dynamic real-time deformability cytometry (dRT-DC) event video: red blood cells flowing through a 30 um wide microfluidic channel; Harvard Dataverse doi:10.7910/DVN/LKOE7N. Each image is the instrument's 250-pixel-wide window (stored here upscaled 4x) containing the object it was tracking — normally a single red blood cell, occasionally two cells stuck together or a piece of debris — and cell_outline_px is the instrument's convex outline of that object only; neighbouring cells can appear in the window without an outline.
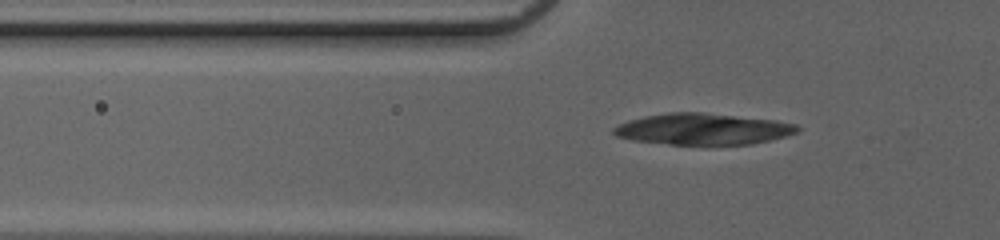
{"species": "common noctule bat (a hibernating species)", "species_latin": "Nyctalus noctula", "temperature_condition": "cold", "stored_images_in_passage": 45, "camera_frame_rate_fps": 3000, "um_per_image_px": 0.085, "animal": {"sex": "female", "body_mass_g": 20.0, "forearm_length_mm": 54.0}, "frame": {"image": 1, "passage_image": 12, "time_ms": 3.667, "image_size_px": [1000, 240], "cell_outline_px": [[800, 128], [796, 132], [784, 136], [752, 144], [668, 144], [632, 140], [616, 136], [612, 132], [612, 128], [628, 120], [644, 116], [668, 112], [700, 112], [776, 120], [796, 124]], "centroid_in_image_um": [59.7, 10.96], "position_along_channel_um": 66.1, "area_um2": 33.29}}
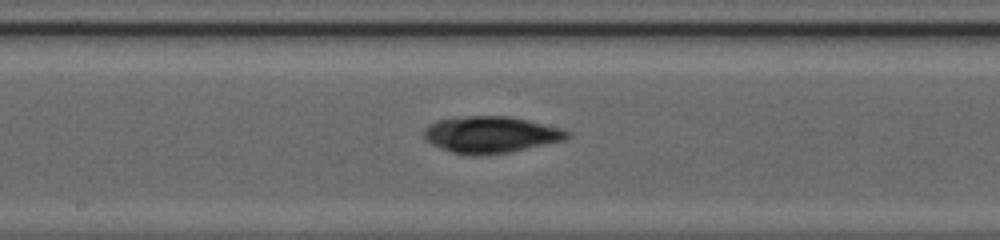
{"frame": {"image": 2, "passage_image": 23, "time_ms": 7.333, "image_size_px": [1000, 240], "cell_outline_px": [[568, 136], [564, 140], [508, 152], [452, 152], [440, 148], [432, 144], [424, 136], [424, 128], [428, 124], [436, 120], [468, 116], [508, 116], [560, 128], [568, 132]], "centroid_in_image_um": [41.68, 11.4], "position_along_channel_um": 206.5, "area_um2": 29.25}}
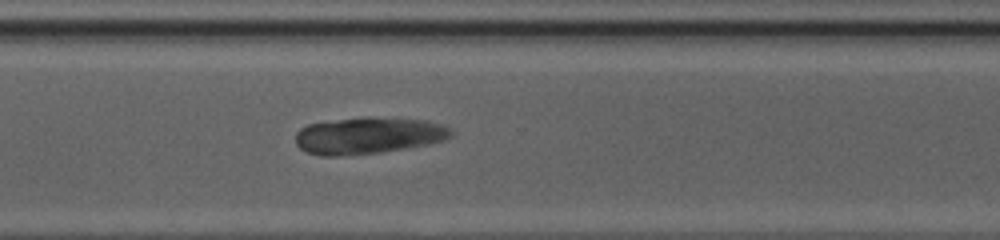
{"frame": {"image": 3, "passage_image": 33, "time_ms": 10.667, "image_size_px": [1000, 240], "cell_outline_px": [[452, 136], [444, 140], [428, 144], [380, 152], [340, 156], [320, 156], [308, 152], [300, 148], [296, 144], [296, 132], [300, 128], [308, 124], [340, 120], [424, 120], [440, 124], [448, 128], [452, 132]], "centroid_in_image_um": [31.26, 11.58], "position_along_channel_um": 339.3, "area_um2": 31.79}}